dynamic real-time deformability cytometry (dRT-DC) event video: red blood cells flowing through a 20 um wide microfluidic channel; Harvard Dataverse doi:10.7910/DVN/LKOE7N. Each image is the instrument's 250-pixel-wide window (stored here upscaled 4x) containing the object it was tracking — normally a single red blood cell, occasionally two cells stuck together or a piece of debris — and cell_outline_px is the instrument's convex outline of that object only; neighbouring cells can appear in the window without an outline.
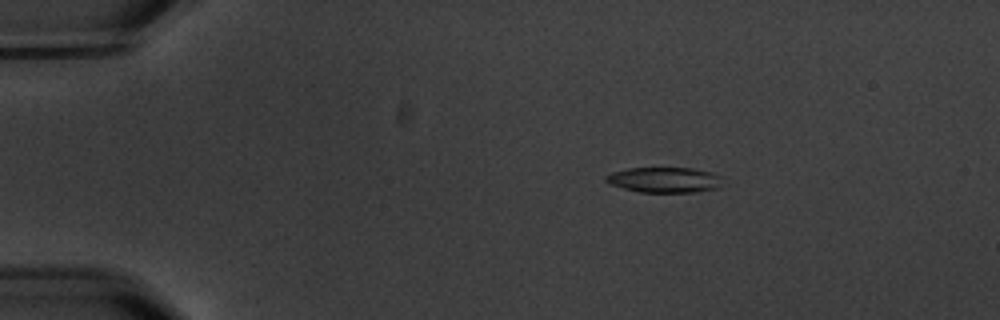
{"species": "common noctule bat (a hibernating species)", "species_latin": "Nyctalus noctula", "temperature_condition": "warm", "stored_images_in_passage": 5, "segment_of_instrument_passage": [1, 2], "camera_frame_rate_fps": 3000, "um_per_image_px": 0.085, "animal": {"sex": "male", "body_mass_g": 20.1, "forearm_length_mm": 53.5}, "frame": {"image": 1, "passage_image": 3, "time_ms": 2.333, "image_size_px": [1000, 320], "cell_outline_px": [[720, 188], [696, 192], [640, 192], [624, 188], [612, 184], [604, 180], [604, 176], [612, 172], [628, 168], [692, 168], [712, 172], [720, 176]], "centroid_in_image_um": [56.48, 15.28], "position_along_channel_um": 28.5, "area_um2": 17.22}}